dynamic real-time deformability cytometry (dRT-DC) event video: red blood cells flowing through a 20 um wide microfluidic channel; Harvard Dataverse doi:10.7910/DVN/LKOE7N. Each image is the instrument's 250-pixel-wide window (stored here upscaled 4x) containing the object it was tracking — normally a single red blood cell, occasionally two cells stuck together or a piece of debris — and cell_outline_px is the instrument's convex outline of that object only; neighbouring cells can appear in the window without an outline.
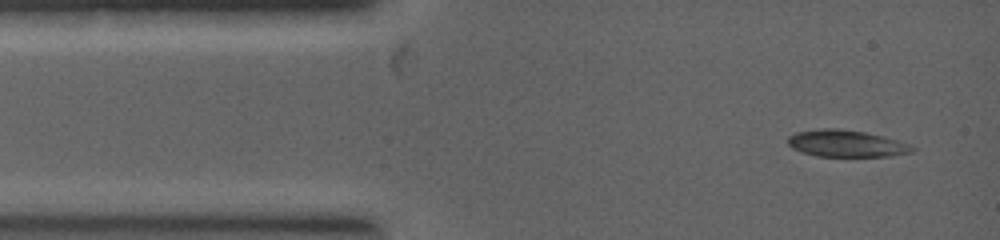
{"species": "common noctule bat (a hibernating species)", "species_latin": "Nyctalus noctula", "temperature_condition": "warm", "stored_images_in_passage": 36, "camera_frame_rate_fps": 5000, "um_per_image_px": 0.085, "animal": {"sex": "female", "body_mass_g": 19.0, "forearm_length_mm": 53.3}, "frame": {"image": 1, "passage_image": 1, "time_ms": 0.0, "image_size_px": [1000, 240], "cell_outline_px": [[916, 148], [912, 152], [892, 156], [816, 156], [800, 152], [792, 148], [788, 144], [788, 136], [796, 132], [820, 128], [840, 128], [864, 132], [896, 140], [908, 144]], "centroid_in_image_um": [71.89, 12.2], "position_along_channel_um": 13.1, "area_um2": 19.42}}
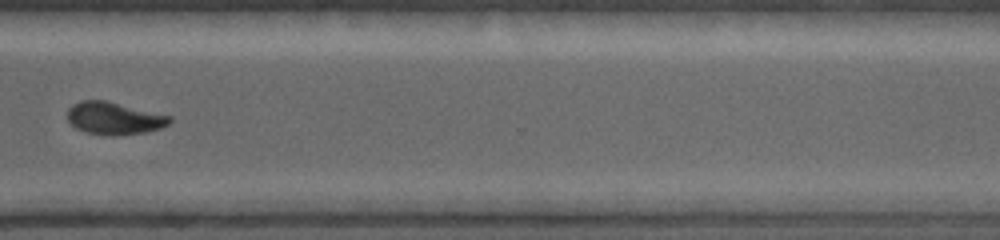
{"frame": {"image": 2, "passage_image": 20, "time_ms": 6.0, "image_size_px": [1000, 240], "cell_outline_px": [[172, 120], [168, 124], [160, 128], [144, 132], [112, 136], [84, 132], [76, 128], [68, 120], [68, 108], [72, 104], [80, 100], [104, 100], [172, 116]], "centroid_in_image_um": [9.68, 10.05], "position_along_channel_um": 360.9, "area_um2": 19.25}}
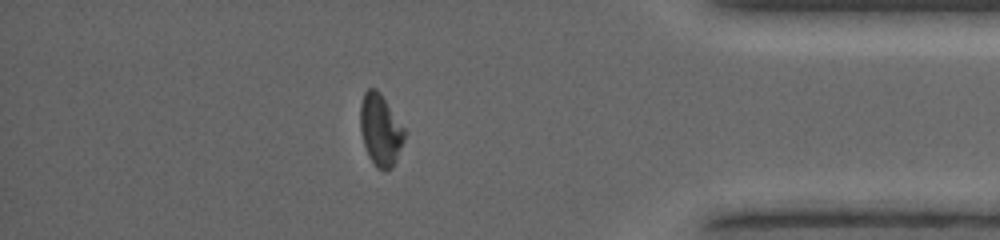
{"frame": {"image": 3, "passage_image": 23, "time_ms": 7.0, "image_size_px": [1000, 240], "cell_outline_px": [[404, 140], [396, 160], [392, 168], [376, 168], [368, 156], [364, 144], [360, 128], [360, 104], [364, 92], [368, 88], [376, 88], [380, 92], [404, 128]], "centroid_in_image_um": [32.31, 11.02], "position_along_channel_um": 402.9, "area_um2": 18.26}}